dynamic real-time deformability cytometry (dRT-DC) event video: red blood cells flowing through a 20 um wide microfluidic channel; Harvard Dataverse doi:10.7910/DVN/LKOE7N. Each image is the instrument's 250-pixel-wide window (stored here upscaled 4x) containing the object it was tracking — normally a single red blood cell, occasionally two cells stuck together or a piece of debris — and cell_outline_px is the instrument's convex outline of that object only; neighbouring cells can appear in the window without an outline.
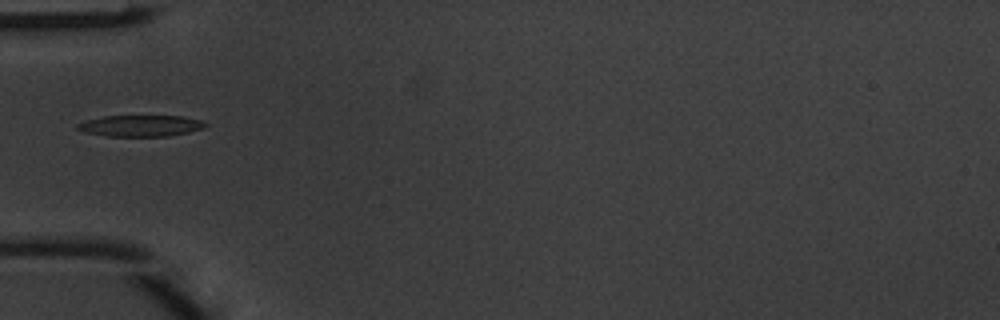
{"species": "common noctule bat (a hibernating species)", "species_latin": "Nyctalus noctula", "temperature_condition": "warm", "stored_images_in_passage": 5, "camera_frame_rate_fps": 3000, "um_per_image_px": 0.085, "animal": {"sex": "male", "body_mass_g": 20.1, "forearm_length_mm": 53.5}, "frame": {"image": 1, "passage_image": 4, "time_ms": 1.0, "image_size_px": [1000, 320], "cell_outline_px": [[208, 124], [204, 128], [188, 132], [168, 136], [108, 136], [84, 132], [76, 128], [76, 124], [88, 120], [104, 116], [180, 116], [200, 120]], "centroid_in_image_um": [11.95, 10.69], "position_along_channel_um": 73.1, "area_um2": 15.72}}